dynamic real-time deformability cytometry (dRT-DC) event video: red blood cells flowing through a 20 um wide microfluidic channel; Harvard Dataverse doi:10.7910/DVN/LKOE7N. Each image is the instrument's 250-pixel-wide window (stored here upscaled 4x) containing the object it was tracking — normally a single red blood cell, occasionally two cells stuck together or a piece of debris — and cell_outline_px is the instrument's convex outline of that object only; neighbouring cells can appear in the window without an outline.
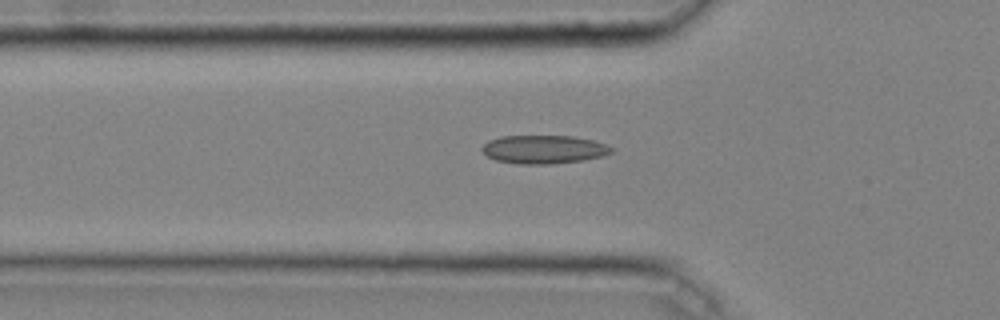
{"species": "common noctule bat (a hibernating species)", "species_latin": "Nyctalus noctula", "temperature_condition": "cold", "stored_images_in_passage": 45, "camera_frame_rate_fps": 3000, "um_per_image_px": 0.085, "animal": {"sex": "male", "body_mass_g": 20.4}, "frame": {"image": 1, "passage_image": 16, "time_ms": 5.0, "image_size_px": [1000, 320], "cell_outline_px": [[616, 148], [612, 152], [600, 156], [584, 160], [552, 164], [516, 164], [496, 160], [488, 156], [480, 148], [488, 140], [500, 136], [572, 136], [592, 140], [608, 144]], "centroid_in_image_um": [46.23, 12.7], "position_along_channel_um": 79.6, "area_um2": 21.56}}
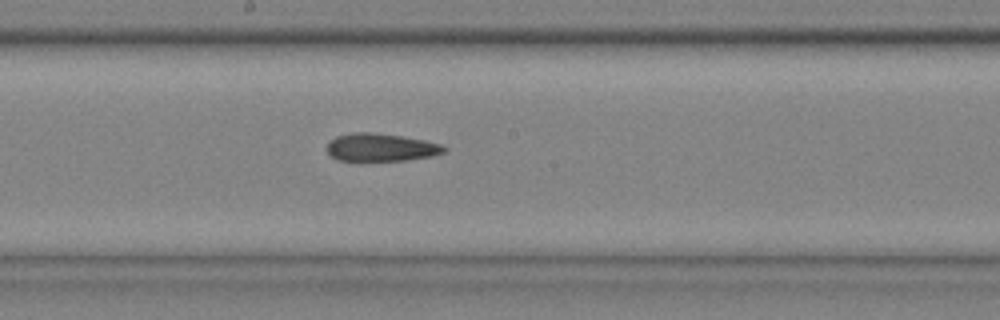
{"frame": {"image": 2, "passage_image": 26, "time_ms": 8.333, "image_size_px": [1000, 320], "cell_outline_px": [[448, 148], [444, 152], [432, 156], [408, 160], [336, 160], [328, 152], [328, 144], [336, 136], [352, 132], [372, 132], [404, 136], [424, 140], [440, 144]], "centroid_in_image_um": [32.4, 12.52], "position_along_channel_um": 215.8, "area_um2": 18.9}}
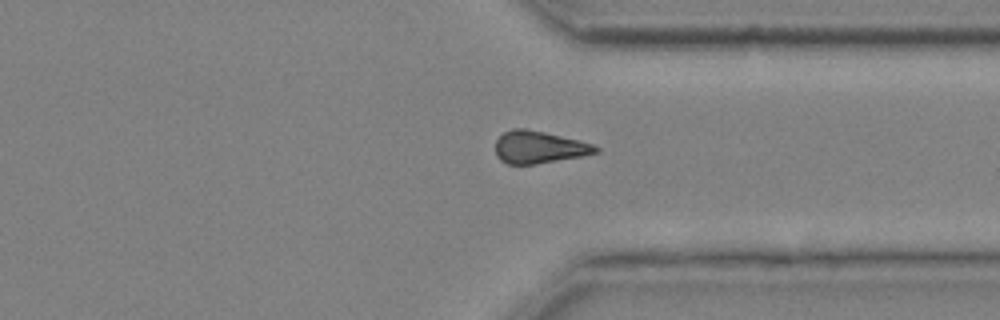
{"frame": {"image": 3, "passage_image": 37, "time_ms": 12.0, "image_size_px": [1000, 320], "cell_outline_px": [[600, 152], [584, 156], [536, 164], [508, 164], [500, 160], [496, 156], [496, 140], [504, 132], [512, 128], [524, 128], [544, 132], [592, 144], [600, 148]], "centroid_in_image_um": [45.81, 12.52], "position_along_channel_um": 365.6, "area_um2": 18.84}, "authors_computed_cell_mechanics": {"area_um2": 20.23, "velocity_mm_per_s": 4.077, "shape_relaxation_time_tau1_ms": null, "shape_relaxation_time_tau2_ms": 7.4182, "deformation_change_tau1": null, "deformation_change_tau2": 0.1688}}